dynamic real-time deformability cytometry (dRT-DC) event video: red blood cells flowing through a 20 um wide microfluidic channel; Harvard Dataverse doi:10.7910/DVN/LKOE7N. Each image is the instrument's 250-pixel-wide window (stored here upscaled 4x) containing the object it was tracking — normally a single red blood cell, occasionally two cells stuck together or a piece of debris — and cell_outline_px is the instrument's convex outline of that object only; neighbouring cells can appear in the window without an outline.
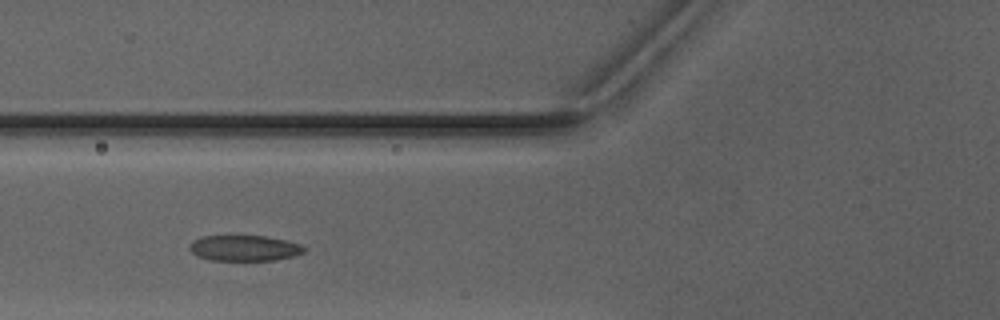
{"species": "Egyptian fruit bat (a non-hibernating species)", "species_latin": "Rousettus aegyptiacus", "temperature_condition": "warm", "stored_images_in_passage": 4, "camera_frame_rate_fps": 3000, "um_per_image_px": 0.085, "animal": {"sex": "male"}, "frame": {"image": 1, "passage_image": 3, "time_ms": 2.333, "image_size_px": [1000, 320], "cell_outline_px": [[308, 248], [304, 252], [296, 256], [276, 260], [212, 260], [196, 256], [188, 248], [192, 240], [200, 236], [268, 236], [304, 244]], "centroid_in_image_um": [20.82, 21.08], "position_along_channel_um": 105.0, "area_um2": 17.51}}
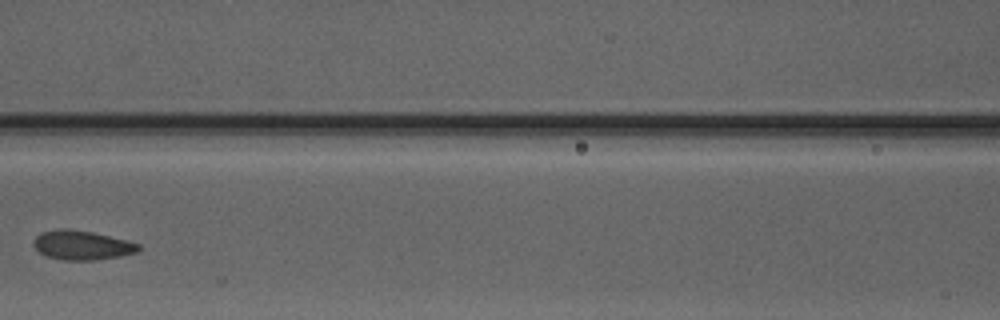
{"frame": {"image": 2, "passage_image": 4, "time_ms": 3.667, "image_size_px": [1000, 320], "cell_outline_px": [[144, 248], [136, 252], [120, 256], [92, 260], [64, 260], [48, 256], [40, 252], [32, 244], [36, 236], [40, 232], [64, 228], [92, 232], [128, 240], [140, 244]], "centroid_in_image_um": [7.0, 20.83], "position_along_channel_um": 159.6, "area_um2": 17.86}}